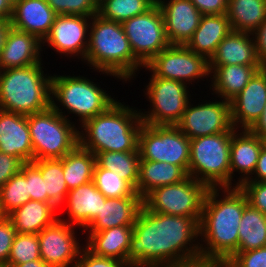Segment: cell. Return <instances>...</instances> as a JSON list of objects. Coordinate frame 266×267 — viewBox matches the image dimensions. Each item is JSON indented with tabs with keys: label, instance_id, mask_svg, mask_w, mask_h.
I'll return each instance as SVG.
<instances>
[{
	"label": "cell",
	"instance_id": "43",
	"mask_svg": "<svg viewBox=\"0 0 266 267\" xmlns=\"http://www.w3.org/2000/svg\"><path fill=\"white\" fill-rule=\"evenodd\" d=\"M224 266L266 267V246L246 252H237Z\"/></svg>",
	"mask_w": 266,
	"mask_h": 267
},
{
	"label": "cell",
	"instance_id": "42",
	"mask_svg": "<svg viewBox=\"0 0 266 267\" xmlns=\"http://www.w3.org/2000/svg\"><path fill=\"white\" fill-rule=\"evenodd\" d=\"M248 204L266 216V182L245 181L240 186Z\"/></svg>",
	"mask_w": 266,
	"mask_h": 267
},
{
	"label": "cell",
	"instance_id": "18",
	"mask_svg": "<svg viewBox=\"0 0 266 267\" xmlns=\"http://www.w3.org/2000/svg\"><path fill=\"white\" fill-rule=\"evenodd\" d=\"M170 45H186L199 26L202 14L190 0H157Z\"/></svg>",
	"mask_w": 266,
	"mask_h": 267
},
{
	"label": "cell",
	"instance_id": "30",
	"mask_svg": "<svg viewBox=\"0 0 266 267\" xmlns=\"http://www.w3.org/2000/svg\"><path fill=\"white\" fill-rule=\"evenodd\" d=\"M187 177L188 173L180 166L162 161L140 160L136 192L143 199L153 189L179 183Z\"/></svg>",
	"mask_w": 266,
	"mask_h": 267
},
{
	"label": "cell",
	"instance_id": "6",
	"mask_svg": "<svg viewBox=\"0 0 266 267\" xmlns=\"http://www.w3.org/2000/svg\"><path fill=\"white\" fill-rule=\"evenodd\" d=\"M72 75H52L51 107L75 125L78 123L79 128L87 120L105 112L118 99L101 88L98 82H93L92 77L90 80L80 74ZM68 114L74 115L70 117ZM74 116L78 117L77 123L72 121Z\"/></svg>",
	"mask_w": 266,
	"mask_h": 267
},
{
	"label": "cell",
	"instance_id": "13",
	"mask_svg": "<svg viewBox=\"0 0 266 267\" xmlns=\"http://www.w3.org/2000/svg\"><path fill=\"white\" fill-rule=\"evenodd\" d=\"M156 77L190 86L210 77L209 61L186 45H170L145 65ZM201 79V80H200ZM193 82V83H192Z\"/></svg>",
	"mask_w": 266,
	"mask_h": 267
},
{
	"label": "cell",
	"instance_id": "27",
	"mask_svg": "<svg viewBox=\"0 0 266 267\" xmlns=\"http://www.w3.org/2000/svg\"><path fill=\"white\" fill-rule=\"evenodd\" d=\"M232 31L227 14L202 15L199 26L186 46L208 61L219 43Z\"/></svg>",
	"mask_w": 266,
	"mask_h": 267
},
{
	"label": "cell",
	"instance_id": "5",
	"mask_svg": "<svg viewBox=\"0 0 266 267\" xmlns=\"http://www.w3.org/2000/svg\"><path fill=\"white\" fill-rule=\"evenodd\" d=\"M43 64L0 70L1 110L27 116L51 107L52 74Z\"/></svg>",
	"mask_w": 266,
	"mask_h": 267
},
{
	"label": "cell",
	"instance_id": "21",
	"mask_svg": "<svg viewBox=\"0 0 266 267\" xmlns=\"http://www.w3.org/2000/svg\"><path fill=\"white\" fill-rule=\"evenodd\" d=\"M106 197L96 188L93 181L80 185L77 188L71 189L67 193V197L62 207L66 208L68 219L58 218L67 222L70 225L79 227V231L84 229L96 216L102 208V202H105ZM68 211V212H67ZM81 228V229H80Z\"/></svg>",
	"mask_w": 266,
	"mask_h": 267
},
{
	"label": "cell",
	"instance_id": "9",
	"mask_svg": "<svg viewBox=\"0 0 266 267\" xmlns=\"http://www.w3.org/2000/svg\"><path fill=\"white\" fill-rule=\"evenodd\" d=\"M151 75L143 89L150 108L139 109L145 125H176L191 100L189 86L183 82L156 77L146 66ZM144 112H143V111Z\"/></svg>",
	"mask_w": 266,
	"mask_h": 267
},
{
	"label": "cell",
	"instance_id": "15",
	"mask_svg": "<svg viewBox=\"0 0 266 267\" xmlns=\"http://www.w3.org/2000/svg\"><path fill=\"white\" fill-rule=\"evenodd\" d=\"M90 23L91 17L83 15H57L48 35L42 41L44 53V49L50 47L67 59L77 57L84 62L89 44Z\"/></svg>",
	"mask_w": 266,
	"mask_h": 267
},
{
	"label": "cell",
	"instance_id": "14",
	"mask_svg": "<svg viewBox=\"0 0 266 267\" xmlns=\"http://www.w3.org/2000/svg\"><path fill=\"white\" fill-rule=\"evenodd\" d=\"M216 99L201 100L194 105L188 103L181 120L176 124L189 139L235 130L231 120V103L215 96Z\"/></svg>",
	"mask_w": 266,
	"mask_h": 267
},
{
	"label": "cell",
	"instance_id": "1",
	"mask_svg": "<svg viewBox=\"0 0 266 267\" xmlns=\"http://www.w3.org/2000/svg\"><path fill=\"white\" fill-rule=\"evenodd\" d=\"M200 256V229L194 218L141 207L127 254L131 267H163Z\"/></svg>",
	"mask_w": 266,
	"mask_h": 267
},
{
	"label": "cell",
	"instance_id": "23",
	"mask_svg": "<svg viewBox=\"0 0 266 267\" xmlns=\"http://www.w3.org/2000/svg\"><path fill=\"white\" fill-rule=\"evenodd\" d=\"M56 16L57 14L45 0H14L10 26L35 35L43 41Z\"/></svg>",
	"mask_w": 266,
	"mask_h": 267
},
{
	"label": "cell",
	"instance_id": "50",
	"mask_svg": "<svg viewBox=\"0 0 266 267\" xmlns=\"http://www.w3.org/2000/svg\"><path fill=\"white\" fill-rule=\"evenodd\" d=\"M253 175L248 181L266 182V144L260 151Z\"/></svg>",
	"mask_w": 266,
	"mask_h": 267
},
{
	"label": "cell",
	"instance_id": "29",
	"mask_svg": "<svg viewBox=\"0 0 266 267\" xmlns=\"http://www.w3.org/2000/svg\"><path fill=\"white\" fill-rule=\"evenodd\" d=\"M58 211L51 203L29 200L7 217L12 221L16 233L38 234L58 219Z\"/></svg>",
	"mask_w": 266,
	"mask_h": 267
},
{
	"label": "cell",
	"instance_id": "26",
	"mask_svg": "<svg viewBox=\"0 0 266 267\" xmlns=\"http://www.w3.org/2000/svg\"><path fill=\"white\" fill-rule=\"evenodd\" d=\"M83 234H87L84 246L93 255L127 262L133 226H117Z\"/></svg>",
	"mask_w": 266,
	"mask_h": 267
},
{
	"label": "cell",
	"instance_id": "7",
	"mask_svg": "<svg viewBox=\"0 0 266 267\" xmlns=\"http://www.w3.org/2000/svg\"><path fill=\"white\" fill-rule=\"evenodd\" d=\"M233 131L190 139L188 176L208 188H231L230 147Z\"/></svg>",
	"mask_w": 266,
	"mask_h": 267
},
{
	"label": "cell",
	"instance_id": "47",
	"mask_svg": "<svg viewBox=\"0 0 266 267\" xmlns=\"http://www.w3.org/2000/svg\"><path fill=\"white\" fill-rule=\"evenodd\" d=\"M202 15L226 14L228 0H190Z\"/></svg>",
	"mask_w": 266,
	"mask_h": 267
},
{
	"label": "cell",
	"instance_id": "10",
	"mask_svg": "<svg viewBox=\"0 0 266 267\" xmlns=\"http://www.w3.org/2000/svg\"><path fill=\"white\" fill-rule=\"evenodd\" d=\"M208 190L205 184L188 176L179 183L153 189L143 198V206L154 213L194 218L200 224Z\"/></svg>",
	"mask_w": 266,
	"mask_h": 267
},
{
	"label": "cell",
	"instance_id": "39",
	"mask_svg": "<svg viewBox=\"0 0 266 267\" xmlns=\"http://www.w3.org/2000/svg\"><path fill=\"white\" fill-rule=\"evenodd\" d=\"M35 260H41L38 235L16 233L8 259V266L15 267L18 264Z\"/></svg>",
	"mask_w": 266,
	"mask_h": 267
},
{
	"label": "cell",
	"instance_id": "37",
	"mask_svg": "<svg viewBox=\"0 0 266 267\" xmlns=\"http://www.w3.org/2000/svg\"><path fill=\"white\" fill-rule=\"evenodd\" d=\"M29 200L24 163L21 170L0 188V208L3 214L7 216Z\"/></svg>",
	"mask_w": 266,
	"mask_h": 267
},
{
	"label": "cell",
	"instance_id": "11",
	"mask_svg": "<svg viewBox=\"0 0 266 267\" xmlns=\"http://www.w3.org/2000/svg\"><path fill=\"white\" fill-rule=\"evenodd\" d=\"M138 149L140 160L167 162L188 173L190 139L176 125L142 124Z\"/></svg>",
	"mask_w": 266,
	"mask_h": 267
},
{
	"label": "cell",
	"instance_id": "53",
	"mask_svg": "<svg viewBox=\"0 0 266 267\" xmlns=\"http://www.w3.org/2000/svg\"><path fill=\"white\" fill-rule=\"evenodd\" d=\"M10 27V22L0 19V54L4 46L7 30Z\"/></svg>",
	"mask_w": 266,
	"mask_h": 267
},
{
	"label": "cell",
	"instance_id": "28",
	"mask_svg": "<svg viewBox=\"0 0 266 267\" xmlns=\"http://www.w3.org/2000/svg\"><path fill=\"white\" fill-rule=\"evenodd\" d=\"M261 68L262 66L245 65L209 66V90H212V95L231 101Z\"/></svg>",
	"mask_w": 266,
	"mask_h": 267
},
{
	"label": "cell",
	"instance_id": "45",
	"mask_svg": "<svg viewBox=\"0 0 266 267\" xmlns=\"http://www.w3.org/2000/svg\"><path fill=\"white\" fill-rule=\"evenodd\" d=\"M75 267H131L127 262L93 255L85 247L81 250Z\"/></svg>",
	"mask_w": 266,
	"mask_h": 267
},
{
	"label": "cell",
	"instance_id": "34",
	"mask_svg": "<svg viewBox=\"0 0 266 267\" xmlns=\"http://www.w3.org/2000/svg\"><path fill=\"white\" fill-rule=\"evenodd\" d=\"M32 163L41 171L45 181L47 203H51L59 210L69 191L63 174V158L33 160Z\"/></svg>",
	"mask_w": 266,
	"mask_h": 267
},
{
	"label": "cell",
	"instance_id": "33",
	"mask_svg": "<svg viewBox=\"0 0 266 267\" xmlns=\"http://www.w3.org/2000/svg\"><path fill=\"white\" fill-rule=\"evenodd\" d=\"M239 224L237 252L266 246V216L261 211L248 204Z\"/></svg>",
	"mask_w": 266,
	"mask_h": 267
},
{
	"label": "cell",
	"instance_id": "25",
	"mask_svg": "<svg viewBox=\"0 0 266 267\" xmlns=\"http://www.w3.org/2000/svg\"><path fill=\"white\" fill-rule=\"evenodd\" d=\"M262 66L256 54L252 33L231 31L217 46L209 66Z\"/></svg>",
	"mask_w": 266,
	"mask_h": 267
},
{
	"label": "cell",
	"instance_id": "2",
	"mask_svg": "<svg viewBox=\"0 0 266 267\" xmlns=\"http://www.w3.org/2000/svg\"><path fill=\"white\" fill-rule=\"evenodd\" d=\"M247 205L239 187L209 188L199 224L202 257L224 265L237 253L239 223Z\"/></svg>",
	"mask_w": 266,
	"mask_h": 267
},
{
	"label": "cell",
	"instance_id": "36",
	"mask_svg": "<svg viewBox=\"0 0 266 267\" xmlns=\"http://www.w3.org/2000/svg\"><path fill=\"white\" fill-rule=\"evenodd\" d=\"M157 0H102L98 4L101 18L117 23H123L137 15L150 10Z\"/></svg>",
	"mask_w": 266,
	"mask_h": 267
},
{
	"label": "cell",
	"instance_id": "40",
	"mask_svg": "<svg viewBox=\"0 0 266 267\" xmlns=\"http://www.w3.org/2000/svg\"><path fill=\"white\" fill-rule=\"evenodd\" d=\"M57 15H83L93 17L98 13L96 0H45Z\"/></svg>",
	"mask_w": 266,
	"mask_h": 267
},
{
	"label": "cell",
	"instance_id": "31",
	"mask_svg": "<svg viewBox=\"0 0 266 267\" xmlns=\"http://www.w3.org/2000/svg\"><path fill=\"white\" fill-rule=\"evenodd\" d=\"M232 31L253 33L266 19V0H228Z\"/></svg>",
	"mask_w": 266,
	"mask_h": 267
},
{
	"label": "cell",
	"instance_id": "52",
	"mask_svg": "<svg viewBox=\"0 0 266 267\" xmlns=\"http://www.w3.org/2000/svg\"><path fill=\"white\" fill-rule=\"evenodd\" d=\"M13 14V0H0V19L10 22Z\"/></svg>",
	"mask_w": 266,
	"mask_h": 267
},
{
	"label": "cell",
	"instance_id": "22",
	"mask_svg": "<svg viewBox=\"0 0 266 267\" xmlns=\"http://www.w3.org/2000/svg\"><path fill=\"white\" fill-rule=\"evenodd\" d=\"M0 151L19 158L23 163L33 161V147L26 115L0 109Z\"/></svg>",
	"mask_w": 266,
	"mask_h": 267
},
{
	"label": "cell",
	"instance_id": "49",
	"mask_svg": "<svg viewBox=\"0 0 266 267\" xmlns=\"http://www.w3.org/2000/svg\"><path fill=\"white\" fill-rule=\"evenodd\" d=\"M220 266L221 264L216 260L200 256L190 260L171 263L163 267H220Z\"/></svg>",
	"mask_w": 266,
	"mask_h": 267
},
{
	"label": "cell",
	"instance_id": "38",
	"mask_svg": "<svg viewBox=\"0 0 266 267\" xmlns=\"http://www.w3.org/2000/svg\"><path fill=\"white\" fill-rule=\"evenodd\" d=\"M92 181L106 198L139 196L136 190L127 181L123 180L117 172L100 168L97 164L94 167Z\"/></svg>",
	"mask_w": 266,
	"mask_h": 267
},
{
	"label": "cell",
	"instance_id": "16",
	"mask_svg": "<svg viewBox=\"0 0 266 267\" xmlns=\"http://www.w3.org/2000/svg\"><path fill=\"white\" fill-rule=\"evenodd\" d=\"M76 228L78 227L58 218L37 234L41 259L46 264L52 267H75L80 252L85 247L83 242L79 243L81 240L76 235Z\"/></svg>",
	"mask_w": 266,
	"mask_h": 267
},
{
	"label": "cell",
	"instance_id": "24",
	"mask_svg": "<svg viewBox=\"0 0 266 267\" xmlns=\"http://www.w3.org/2000/svg\"><path fill=\"white\" fill-rule=\"evenodd\" d=\"M143 206L140 196L106 198L99 214L83 229V232H99L117 226H133Z\"/></svg>",
	"mask_w": 266,
	"mask_h": 267
},
{
	"label": "cell",
	"instance_id": "12",
	"mask_svg": "<svg viewBox=\"0 0 266 267\" xmlns=\"http://www.w3.org/2000/svg\"><path fill=\"white\" fill-rule=\"evenodd\" d=\"M122 26L134 56L144 66L170 46L164 17L157 3L146 13L126 20Z\"/></svg>",
	"mask_w": 266,
	"mask_h": 267
},
{
	"label": "cell",
	"instance_id": "3",
	"mask_svg": "<svg viewBox=\"0 0 266 267\" xmlns=\"http://www.w3.org/2000/svg\"><path fill=\"white\" fill-rule=\"evenodd\" d=\"M83 63L94 72H101L100 75L122 80L123 84L136 79L145 67L134 56L122 24L99 15L91 17L89 44Z\"/></svg>",
	"mask_w": 266,
	"mask_h": 267
},
{
	"label": "cell",
	"instance_id": "48",
	"mask_svg": "<svg viewBox=\"0 0 266 267\" xmlns=\"http://www.w3.org/2000/svg\"><path fill=\"white\" fill-rule=\"evenodd\" d=\"M252 34L258 61L262 67H266V19Z\"/></svg>",
	"mask_w": 266,
	"mask_h": 267
},
{
	"label": "cell",
	"instance_id": "4",
	"mask_svg": "<svg viewBox=\"0 0 266 267\" xmlns=\"http://www.w3.org/2000/svg\"><path fill=\"white\" fill-rule=\"evenodd\" d=\"M136 108L117 100L79 127V144L94 155L106 151H137L143 122Z\"/></svg>",
	"mask_w": 266,
	"mask_h": 267
},
{
	"label": "cell",
	"instance_id": "19",
	"mask_svg": "<svg viewBox=\"0 0 266 267\" xmlns=\"http://www.w3.org/2000/svg\"><path fill=\"white\" fill-rule=\"evenodd\" d=\"M265 144L266 142L252 134L248 129H235L232 132L230 147L231 187H238L253 176L260 151ZM235 172L240 176L235 175ZM235 176L238 177L233 179Z\"/></svg>",
	"mask_w": 266,
	"mask_h": 267
},
{
	"label": "cell",
	"instance_id": "54",
	"mask_svg": "<svg viewBox=\"0 0 266 267\" xmlns=\"http://www.w3.org/2000/svg\"><path fill=\"white\" fill-rule=\"evenodd\" d=\"M15 267H52V266L49 264H46L41 259V260L29 261L27 263L18 264Z\"/></svg>",
	"mask_w": 266,
	"mask_h": 267
},
{
	"label": "cell",
	"instance_id": "51",
	"mask_svg": "<svg viewBox=\"0 0 266 267\" xmlns=\"http://www.w3.org/2000/svg\"><path fill=\"white\" fill-rule=\"evenodd\" d=\"M248 130L252 134L258 136L261 140L266 142V105L264 106L262 115Z\"/></svg>",
	"mask_w": 266,
	"mask_h": 267
},
{
	"label": "cell",
	"instance_id": "17",
	"mask_svg": "<svg viewBox=\"0 0 266 267\" xmlns=\"http://www.w3.org/2000/svg\"><path fill=\"white\" fill-rule=\"evenodd\" d=\"M230 103L233 127L249 129L262 115L266 105V67L257 70Z\"/></svg>",
	"mask_w": 266,
	"mask_h": 267
},
{
	"label": "cell",
	"instance_id": "35",
	"mask_svg": "<svg viewBox=\"0 0 266 267\" xmlns=\"http://www.w3.org/2000/svg\"><path fill=\"white\" fill-rule=\"evenodd\" d=\"M96 164L118 175L127 181L135 190L139 178L140 154L137 151L128 152H99L95 155Z\"/></svg>",
	"mask_w": 266,
	"mask_h": 267
},
{
	"label": "cell",
	"instance_id": "44",
	"mask_svg": "<svg viewBox=\"0 0 266 267\" xmlns=\"http://www.w3.org/2000/svg\"><path fill=\"white\" fill-rule=\"evenodd\" d=\"M15 235L16 230L12 221L7 216H4L0 220V266H8V259Z\"/></svg>",
	"mask_w": 266,
	"mask_h": 267
},
{
	"label": "cell",
	"instance_id": "46",
	"mask_svg": "<svg viewBox=\"0 0 266 267\" xmlns=\"http://www.w3.org/2000/svg\"><path fill=\"white\" fill-rule=\"evenodd\" d=\"M23 164L19 158L0 151V188L21 170Z\"/></svg>",
	"mask_w": 266,
	"mask_h": 267
},
{
	"label": "cell",
	"instance_id": "20",
	"mask_svg": "<svg viewBox=\"0 0 266 267\" xmlns=\"http://www.w3.org/2000/svg\"><path fill=\"white\" fill-rule=\"evenodd\" d=\"M41 56L42 41L37 36L10 26L0 54V70L43 63Z\"/></svg>",
	"mask_w": 266,
	"mask_h": 267
},
{
	"label": "cell",
	"instance_id": "55",
	"mask_svg": "<svg viewBox=\"0 0 266 267\" xmlns=\"http://www.w3.org/2000/svg\"><path fill=\"white\" fill-rule=\"evenodd\" d=\"M5 215L3 214L1 208H0V220L4 217Z\"/></svg>",
	"mask_w": 266,
	"mask_h": 267
},
{
	"label": "cell",
	"instance_id": "8",
	"mask_svg": "<svg viewBox=\"0 0 266 267\" xmlns=\"http://www.w3.org/2000/svg\"><path fill=\"white\" fill-rule=\"evenodd\" d=\"M33 160L61 159L79 144V128L52 107L27 115Z\"/></svg>",
	"mask_w": 266,
	"mask_h": 267
},
{
	"label": "cell",
	"instance_id": "32",
	"mask_svg": "<svg viewBox=\"0 0 266 267\" xmlns=\"http://www.w3.org/2000/svg\"><path fill=\"white\" fill-rule=\"evenodd\" d=\"M95 155L78 144L63 157V174L68 190L93 180Z\"/></svg>",
	"mask_w": 266,
	"mask_h": 267
},
{
	"label": "cell",
	"instance_id": "41",
	"mask_svg": "<svg viewBox=\"0 0 266 267\" xmlns=\"http://www.w3.org/2000/svg\"><path fill=\"white\" fill-rule=\"evenodd\" d=\"M25 178L30 200L47 202V192H45V181L41 171L32 163H25Z\"/></svg>",
	"mask_w": 266,
	"mask_h": 267
}]
</instances>
